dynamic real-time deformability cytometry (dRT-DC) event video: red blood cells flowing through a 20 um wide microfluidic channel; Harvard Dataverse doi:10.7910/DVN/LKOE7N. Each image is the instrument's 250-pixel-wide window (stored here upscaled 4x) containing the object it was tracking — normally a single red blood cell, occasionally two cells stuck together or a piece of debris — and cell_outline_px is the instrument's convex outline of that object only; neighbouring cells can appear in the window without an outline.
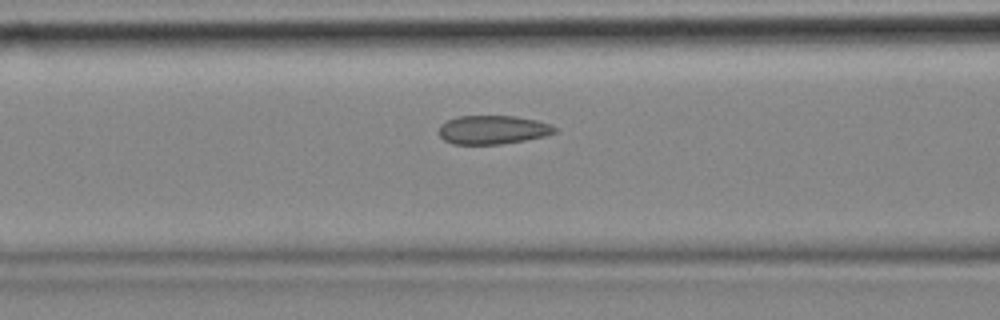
{"species": "common noctule bat (a hibernating species)", "species_latin": "Nyctalus noctula", "temperature_condition": "cold", "stored_images_in_passage": 30, "camera_frame_rate_fps": 3000, "um_per_image_px": 0.085, "animal": {"sex": "female", "body_mass_g": 18.4}, "frame": {"image": 1, "passage_image": 17, "time_ms": 5.333, "image_size_px": [1000, 320], "cell_outline_px": [[556, 132], [544, 136], [524, 140], [500, 144], [452, 144], [444, 140], [440, 136], [440, 124], [456, 116], [516, 116], [536, 120], [552, 124], [556, 128]], "centroid_in_image_um": [41.88, 11.02], "position_along_channel_um": 124.7, "area_um2": 19.36}}